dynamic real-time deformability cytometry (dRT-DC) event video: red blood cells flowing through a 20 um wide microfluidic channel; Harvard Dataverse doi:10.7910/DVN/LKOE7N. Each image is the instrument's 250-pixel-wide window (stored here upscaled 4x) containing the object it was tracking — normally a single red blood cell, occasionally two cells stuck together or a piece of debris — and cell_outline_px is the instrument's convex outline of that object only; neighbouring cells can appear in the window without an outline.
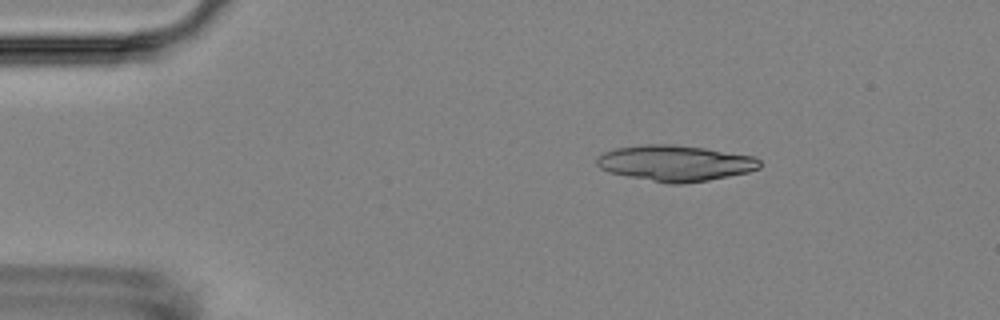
{"species": "Egyptian fruit bat (a non-hibernating species)", "species_latin": "Rousettus aegyptiacus", "temperature_condition": "room temperature", "stored_images_in_passage": 5, "camera_frame_rate_fps": 3000, "um_per_image_px": 0.085, "animal": {"sex": "female"}, "frame": {"image": 1, "passage_image": 3, "time_ms": 2.333, "image_size_px": [1000, 320], "cell_outline_px": [[760, 168], [748, 172], [708, 180], [680, 184], [668, 184], [608, 172], [600, 168], [596, 164], [596, 156], [604, 152], [616, 148], [644, 144], [672, 144], [704, 148], [756, 156], [760, 160]], "centroid_in_image_um": [57.38, 13.86], "position_along_channel_um": 27.6, "area_um2": 34.16}}